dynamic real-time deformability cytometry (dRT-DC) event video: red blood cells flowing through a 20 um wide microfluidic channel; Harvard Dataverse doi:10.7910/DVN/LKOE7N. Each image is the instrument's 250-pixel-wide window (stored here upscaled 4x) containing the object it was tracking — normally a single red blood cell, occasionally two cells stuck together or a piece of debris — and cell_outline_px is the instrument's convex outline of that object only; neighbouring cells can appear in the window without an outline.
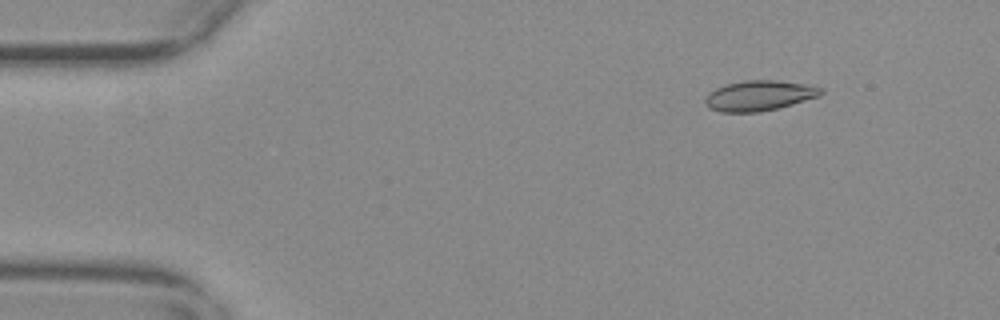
{"species": "common noctule bat (a hibernating species)", "species_latin": "Nyctalus noctula", "temperature_condition": "warm", "stored_images_in_passage": 56, "camera_frame_rate_fps": 3000, "um_per_image_px": 0.085, "animal": {"sex": "female", "body_mass_g": 29.2, "forearm_length_mm": 56.3}, "frame": {"image": 1, "passage_image": 7, "time_ms": 2.0, "image_size_px": [1000, 320], "cell_outline_px": [[824, 92], [820, 96], [792, 104], [760, 112], [720, 112], [708, 108], [704, 100], [708, 92], [724, 84], [744, 80], [776, 80], [804, 84], [824, 88]], "centroid_in_image_um": [64.51, 8.12], "position_along_channel_um": 20.5, "area_um2": 20.52}}
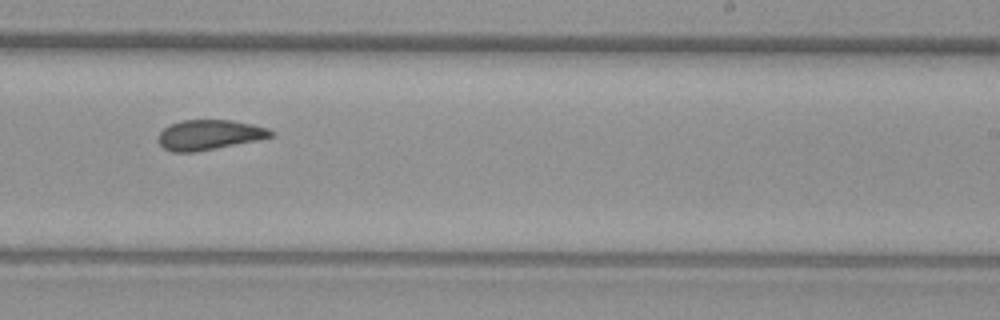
{"frame": {"image": 2, "passage_image": 35, "time_ms": 11.333, "image_size_px": [1000, 320], "cell_outline_px": [[272, 136], [260, 140], [196, 152], [172, 152], [164, 148], [156, 140], [160, 132], [168, 124], [180, 120], [232, 120], [252, 124], [268, 128], [272, 132]], "centroid_in_image_um": [17.75, 11.46], "position_along_channel_um": 271.2, "area_um2": 19.88}}
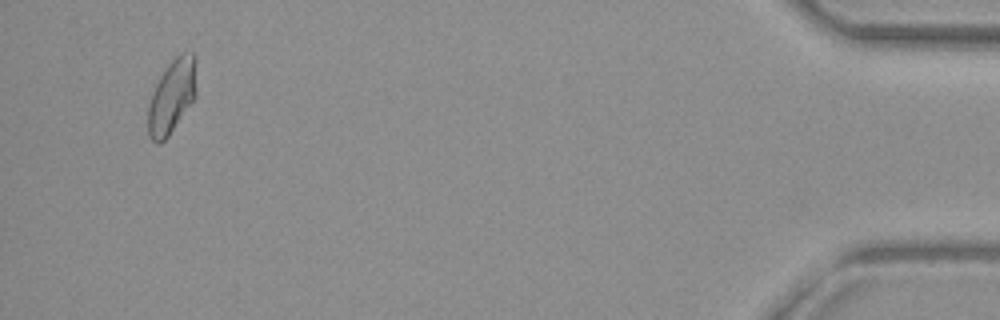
{"frame": {"image": 3, "passage_image": 54, "time_ms": 17.667, "image_size_px": [1000, 320], "cell_outline_px": [[196, 96], [168, 136], [160, 144], [156, 144], [148, 136], [148, 104], [152, 92], [160, 76], [168, 64], [180, 52], [192, 52], [196, 56]], "centroid_in_image_um": [14.61, 8.17], "position_along_channel_um": 420.6, "area_um2": 20.98}, "authors_computed_cell_mechanics": {"area_um2": 20.23, "velocity_mm_per_s": 3.6783, "shape_relaxation_time_tau1_ms": null, "shape_relaxation_time_tau2_ms": 2.6591, "deformation_change_tau1": null, "deformation_change_tau2": 0.0859}}